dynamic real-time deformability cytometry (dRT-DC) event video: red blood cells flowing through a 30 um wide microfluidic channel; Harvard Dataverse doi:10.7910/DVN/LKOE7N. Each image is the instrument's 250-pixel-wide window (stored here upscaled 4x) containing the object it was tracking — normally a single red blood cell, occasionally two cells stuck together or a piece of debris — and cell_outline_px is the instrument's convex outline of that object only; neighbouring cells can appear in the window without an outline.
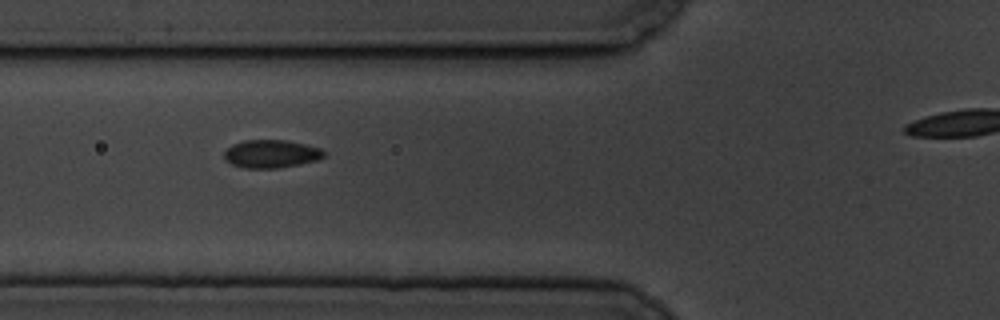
{"species": "common noctule bat (a hibernating species)", "species_latin": "Nyctalus noctula", "temperature_condition": "cold", "stored_images_in_passage": 6, "segment_of_instrument_passage": [1, 2], "camera_frame_rate_fps": 3000, "um_per_image_px": 0.085, "animal": {"sex": "male", "body_mass_g": 19.5, "forearm_length_mm": 54.6}, "frame": {"image": 1, "passage_image": 4, "time_ms": 4.333, "image_size_px": [1000, 320], "cell_outline_px": [[324, 156], [316, 160], [300, 164], [276, 168], [244, 168], [232, 164], [224, 160], [224, 152], [232, 144], [244, 140], [288, 140], [320, 148], [324, 152]], "centroid_in_image_um": [23.01, 13.07], "position_along_channel_um": 102.8, "area_um2": 16.24}}
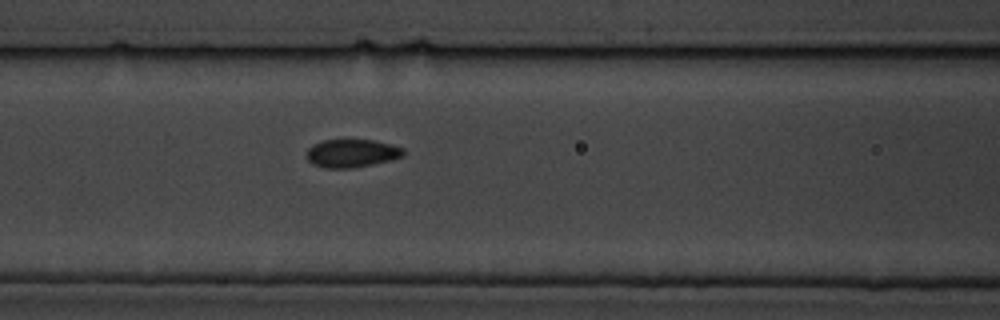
{"frame": {"image": 2, "passage_image": 5, "time_ms": 5.333, "image_size_px": [1000, 320], "cell_outline_px": [[404, 156], [392, 160], [352, 168], [324, 168], [312, 164], [304, 156], [308, 148], [312, 144], [324, 140], [376, 140], [392, 144], [404, 148]], "centroid_in_image_um": [29.89, 13.03], "position_along_channel_um": 136.7, "area_um2": 16.13}}